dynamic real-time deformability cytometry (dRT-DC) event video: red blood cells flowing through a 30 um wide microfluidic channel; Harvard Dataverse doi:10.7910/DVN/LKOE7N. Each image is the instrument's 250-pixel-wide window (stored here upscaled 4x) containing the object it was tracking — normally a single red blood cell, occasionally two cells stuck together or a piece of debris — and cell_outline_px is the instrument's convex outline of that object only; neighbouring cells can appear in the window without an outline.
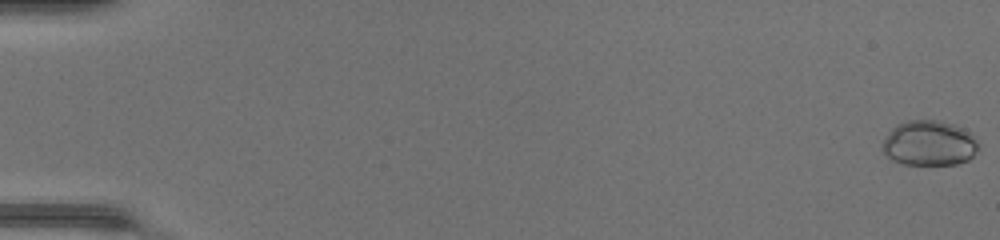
{"species": "common noctule bat (a hibernating species)", "species_latin": "Nyctalus noctula", "temperature_condition": "warm", "stored_images_in_passage": 50, "camera_frame_rate_fps": 3000, "um_per_image_px": 0.085, "animal": {"sex": "female", "body_mass_g": 17.0, "forearm_length_mm": 48.0}, "frame": {"image": 1, "passage_image": 1, "time_ms": 0.0, "image_size_px": [1000, 240], "cell_outline_px": [[980, 148], [968, 160], [956, 164], [904, 164], [892, 160], [880, 148], [888, 132], [896, 124], [908, 120], [940, 120], [964, 128], [976, 136], [980, 144]], "centroid_in_image_um": [79.01, 12.16], "position_along_channel_um": 6.0, "area_um2": 25.61}}
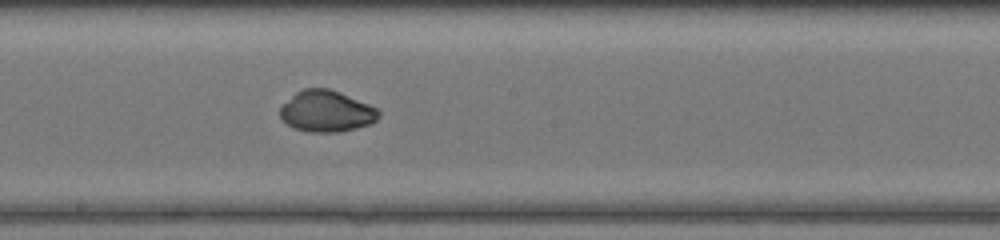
{"frame": {"image": 2, "passage_image": 29, "time_ms": 9.333, "image_size_px": [1000, 240], "cell_outline_px": [[380, 116], [372, 124], [340, 132], [308, 132], [292, 128], [280, 116], [280, 108], [296, 92], [304, 88], [328, 88], [368, 104], [376, 108], [380, 112]], "centroid_in_image_um": [27.76, 9.47], "position_along_channel_um": 220.4, "area_um2": 23.58}}
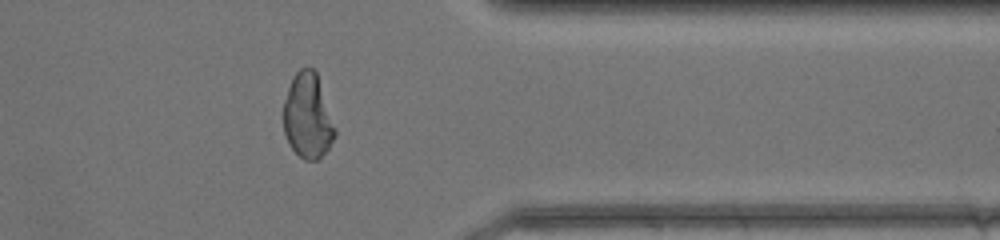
{"frame": {"image": 3, "passage_image": 41, "time_ms": 13.333, "image_size_px": [1000, 240], "cell_outline_px": [[336, 136], [328, 148], [316, 160], [304, 160], [288, 144], [284, 132], [284, 100], [292, 76], [300, 68], [312, 68], [316, 72], [336, 128]], "centroid_in_image_um": [26.16, 9.87], "position_along_channel_um": 385.2, "area_um2": 25.37}, "authors_computed_cell_mechanics": {"area_um2": 24.7095, "velocity_mm_per_s": 4.3494, "shape_relaxation_time_tau1_ms": 10.5889, "shape_relaxation_time_tau2_ms": 2.6418, "deformation_change_tau1": 0.3427, "deformation_change_tau2": 0.0406}}